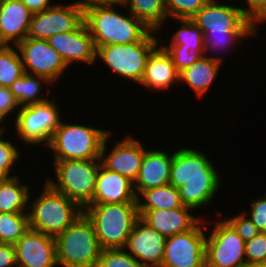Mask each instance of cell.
<instances>
[{
    "mask_svg": "<svg viewBox=\"0 0 266 267\" xmlns=\"http://www.w3.org/2000/svg\"><path fill=\"white\" fill-rule=\"evenodd\" d=\"M11 176L4 170L0 168V184L7 182Z\"/></svg>",
    "mask_w": 266,
    "mask_h": 267,
    "instance_id": "44",
    "label": "cell"
},
{
    "mask_svg": "<svg viewBox=\"0 0 266 267\" xmlns=\"http://www.w3.org/2000/svg\"><path fill=\"white\" fill-rule=\"evenodd\" d=\"M248 202L250 211L247 213L243 210V213L255 224L259 232L266 233V191L264 196L261 195L257 199L248 200Z\"/></svg>",
    "mask_w": 266,
    "mask_h": 267,
    "instance_id": "37",
    "label": "cell"
},
{
    "mask_svg": "<svg viewBox=\"0 0 266 267\" xmlns=\"http://www.w3.org/2000/svg\"><path fill=\"white\" fill-rule=\"evenodd\" d=\"M44 184L35 200H32L33 194L29 196V228L56 238L83 213V209L46 181Z\"/></svg>",
    "mask_w": 266,
    "mask_h": 267,
    "instance_id": "3",
    "label": "cell"
},
{
    "mask_svg": "<svg viewBox=\"0 0 266 267\" xmlns=\"http://www.w3.org/2000/svg\"><path fill=\"white\" fill-rule=\"evenodd\" d=\"M16 47L22 60L24 73L44 77L54 84L59 79H63L62 76L69 68L47 40L26 37Z\"/></svg>",
    "mask_w": 266,
    "mask_h": 267,
    "instance_id": "14",
    "label": "cell"
},
{
    "mask_svg": "<svg viewBox=\"0 0 266 267\" xmlns=\"http://www.w3.org/2000/svg\"><path fill=\"white\" fill-rule=\"evenodd\" d=\"M242 267H263V266L245 265V266H242Z\"/></svg>",
    "mask_w": 266,
    "mask_h": 267,
    "instance_id": "47",
    "label": "cell"
},
{
    "mask_svg": "<svg viewBox=\"0 0 266 267\" xmlns=\"http://www.w3.org/2000/svg\"><path fill=\"white\" fill-rule=\"evenodd\" d=\"M160 46V47H159ZM179 73L168 52L158 45L147 59L145 72L139 85L154 90L167 92L179 83Z\"/></svg>",
    "mask_w": 266,
    "mask_h": 267,
    "instance_id": "23",
    "label": "cell"
},
{
    "mask_svg": "<svg viewBox=\"0 0 266 267\" xmlns=\"http://www.w3.org/2000/svg\"><path fill=\"white\" fill-rule=\"evenodd\" d=\"M118 7V8H117ZM117 8V9H116ZM121 2H94L84 4V23L93 38L95 48L111 44H132L145 40L153 31Z\"/></svg>",
    "mask_w": 266,
    "mask_h": 267,
    "instance_id": "2",
    "label": "cell"
},
{
    "mask_svg": "<svg viewBox=\"0 0 266 267\" xmlns=\"http://www.w3.org/2000/svg\"><path fill=\"white\" fill-rule=\"evenodd\" d=\"M16 250L14 245L0 243V267H16Z\"/></svg>",
    "mask_w": 266,
    "mask_h": 267,
    "instance_id": "42",
    "label": "cell"
},
{
    "mask_svg": "<svg viewBox=\"0 0 266 267\" xmlns=\"http://www.w3.org/2000/svg\"><path fill=\"white\" fill-rule=\"evenodd\" d=\"M216 216L217 218L213 220V228L210 224L212 223L211 220H205L206 231H210L206 235V267H242L247 265L245 241L222 217L223 213L219 212ZM207 225L210 226V230Z\"/></svg>",
    "mask_w": 266,
    "mask_h": 267,
    "instance_id": "10",
    "label": "cell"
},
{
    "mask_svg": "<svg viewBox=\"0 0 266 267\" xmlns=\"http://www.w3.org/2000/svg\"><path fill=\"white\" fill-rule=\"evenodd\" d=\"M19 110L20 106L10 88L0 86V119L7 124L10 121V115L13 114L15 116L11 117V121L13 118L14 122ZM7 118L8 121L6 122Z\"/></svg>",
    "mask_w": 266,
    "mask_h": 267,
    "instance_id": "39",
    "label": "cell"
},
{
    "mask_svg": "<svg viewBox=\"0 0 266 267\" xmlns=\"http://www.w3.org/2000/svg\"><path fill=\"white\" fill-rule=\"evenodd\" d=\"M30 189L19 176L0 184V212L28 213Z\"/></svg>",
    "mask_w": 266,
    "mask_h": 267,
    "instance_id": "26",
    "label": "cell"
},
{
    "mask_svg": "<svg viewBox=\"0 0 266 267\" xmlns=\"http://www.w3.org/2000/svg\"><path fill=\"white\" fill-rule=\"evenodd\" d=\"M202 219L189 231L168 237L163 267H206V225ZM206 232V233H205Z\"/></svg>",
    "mask_w": 266,
    "mask_h": 267,
    "instance_id": "11",
    "label": "cell"
},
{
    "mask_svg": "<svg viewBox=\"0 0 266 267\" xmlns=\"http://www.w3.org/2000/svg\"><path fill=\"white\" fill-rule=\"evenodd\" d=\"M121 3L149 29L160 32L168 20L165 0H122ZM162 27V28H161Z\"/></svg>",
    "mask_w": 266,
    "mask_h": 267,
    "instance_id": "25",
    "label": "cell"
},
{
    "mask_svg": "<svg viewBox=\"0 0 266 267\" xmlns=\"http://www.w3.org/2000/svg\"><path fill=\"white\" fill-rule=\"evenodd\" d=\"M170 55L176 71L180 74L185 69L195 63L201 55L198 52H193L186 49H165Z\"/></svg>",
    "mask_w": 266,
    "mask_h": 267,
    "instance_id": "40",
    "label": "cell"
},
{
    "mask_svg": "<svg viewBox=\"0 0 266 267\" xmlns=\"http://www.w3.org/2000/svg\"><path fill=\"white\" fill-rule=\"evenodd\" d=\"M4 135L7 136L8 134L6 132L0 134V168L4 169L11 177H15L18 174L13 172L15 170L13 166L18 160L20 161L21 152L17 149L18 145H14L15 143L5 138ZM12 173L13 175H11Z\"/></svg>",
    "mask_w": 266,
    "mask_h": 267,
    "instance_id": "35",
    "label": "cell"
},
{
    "mask_svg": "<svg viewBox=\"0 0 266 267\" xmlns=\"http://www.w3.org/2000/svg\"><path fill=\"white\" fill-rule=\"evenodd\" d=\"M238 233V235L246 242L256 237L259 233L257 227L242 212L235 216L224 218Z\"/></svg>",
    "mask_w": 266,
    "mask_h": 267,
    "instance_id": "38",
    "label": "cell"
},
{
    "mask_svg": "<svg viewBox=\"0 0 266 267\" xmlns=\"http://www.w3.org/2000/svg\"><path fill=\"white\" fill-rule=\"evenodd\" d=\"M32 15L20 0H0V45L16 46L23 41Z\"/></svg>",
    "mask_w": 266,
    "mask_h": 267,
    "instance_id": "20",
    "label": "cell"
},
{
    "mask_svg": "<svg viewBox=\"0 0 266 267\" xmlns=\"http://www.w3.org/2000/svg\"><path fill=\"white\" fill-rule=\"evenodd\" d=\"M57 99L20 107L14 120L15 135L28 146L47 147L62 119ZM57 104V105H56ZM62 117V118H61Z\"/></svg>",
    "mask_w": 266,
    "mask_h": 267,
    "instance_id": "9",
    "label": "cell"
},
{
    "mask_svg": "<svg viewBox=\"0 0 266 267\" xmlns=\"http://www.w3.org/2000/svg\"><path fill=\"white\" fill-rule=\"evenodd\" d=\"M169 150L148 147L144 152L138 177L134 181L137 197L144 190L169 184L173 161V152L169 153Z\"/></svg>",
    "mask_w": 266,
    "mask_h": 267,
    "instance_id": "19",
    "label": "cell"
},
{
    "mask_svg": "<svg viewBox=\"0 0 266 267\" xmlns=\"http://www.w3.org/2000/svg\"><path fill=\"white\" fill-rule=\"evenodd\" d=\"M138 211L166 210L183 207L179 190L167 184L144 190L137 197Z\"/></svg>",
    "mask_w": 266,
    "mask_h": 267,
    "instance_id": "28",
    "label": "cell"
},
{
    "mask_svg": "<svg viewBox=\"0 0 266 267\" xmlns=\"http://www.w3.org/2000/svg\"><path fill=\"white\" fill-rule=\"evenodd\" d=\"M166 237L149 227L140 218L135 222L124 249L142 267H160L164 256Z\"/></svg>",
    "mask_w": 266,
    "mask_h": 267,
    "instance_id": "16",
    "label": "cell"
},
{
    "mask_svg": "<svg viewBox=\"0 0 266 267\" xmlns=\"http://www.w3.org/2000/svg\"><path fill=\"white\" fill-rule=\"evenodd\" d=\"M84 21V4L80 0L58 2L31 17L27 38L44 39L74 31Z\"/></svg>",
    "mask_w": 266,
    "mask_h": 267,
    "instance_id": "12",
    "label": "cell"
},
{
    "mask_svg": "<svg viewBox=\"0 0 266 267\" xmlns=\"http://www.w3.org/2000/svg\"><path fill=\"white\" fill-rule=\"evenodd\" d=\"M245 7L241 6L244 15L256 26L266 22V0H242Z\"/></svg>",
    "mask_w": 266,
    "mask_h": 267,
    "instance_id": "41",
    "label": "cell"
},
{
    "mask_svg": "<svg viewBox=\"0 0 266 267\" xmlns=\"http://www.w3.org/2000/svg\"><path fill=\"white\" fill-rule=\"evenodd\" d=\"M97 267H142L124 248L101 250Z\"/></svg>",
    "mask_w": 266,
    "mask_h": 267,
    "instance_id": "34",
    "label": "cell"
},
{
    "mask_svg": "<svg viewBox=\"0 0 266 267\" xmlns=\"http://www.w3.org/2000/svg\"><path fill=\"white\" fill-rule=\"evenodd\" d=\"M83 4H89L94 2H121L122 0H80Z\"/></svg>",
    "mask_w": 266,
    "mask_h": 267,
    "instance_id": "45",
    "label": "cell"
},
{
    "mask_svg": "<svg viewBox=\"0 0 266 267\" xmlns=\"http://www.w3.org/2000/svg\"><path fill=\"white\" fill-rule=\"evenodd\" d=\"M179 28L170 36L168 44L160 43L164 49H186L205 55L204 34L191 19H174Z\"/></svg>",
    "mask_w": 266,
    "mask_h": 267,
    "instance_id": "27",
    "label": "cell"
},
{
    "mask_svg": "<svg viewBox=\"0 0 266 267\" xmlns=\"http://www.w3.org/2000/svg\"><path fill=\"white\" fill-rule=\"evenodd\" d=\"M158 32L132 44H111L96 48V59L118 77L140 84L151 52L160 45ZM158 36V37H157Z\"/></svg>",
    "mask_w": 266,
    "mask_h": 267,
    "instance_id": "8",
    "label": "cell"
},
{
    "mask_svg": "<svg viewBox=\"0 0 266 267\" xmlns=\"http://www.w3.org/2000/svg\"><path fill=\"white\" fill-rule=\"evenodd\" d=\"M222 65L220 61L211 59L206 55L201 56L189 68L180 73L179 83L187 85L191 88L190 90H193L197 98L201 99L202 97L203 99L208 91H211Z\"/></svg>",
    "mask_w": 266,
    "mask_h": 267,
    "instance_id": "24",
    "label": "cell"
},
{
    "mask_svg": "<svg viewBox=\"0 0 266 267\" xmlns=\"http://www.w3.org/2000/svg\"><path fill=\"white\" fill-rule=\"evenodd\" d=\"M6 126V127H5ZM10 130L9 128L7 129L6 123L0 119V134L7 132Z\"/></svg>",
    "mask_w": 266,
    "mask_h": 267,
    "instance_id": "46",
    "label": "cell"
},
{
    "mask_svg": "<svg viewBox=\"0 0 266 267\" xmlns=\"http://www.w3.org/2000/svg\"><path fill=\"white\" fill-rule=\"evenodd\" d=\"M55 240L58 267H97L102 249L84 213Z\"/></svg>",
    "mask_w": 266,
    "mask_h": 267,
    "instance_id": "6",
    "label": "cell"
},
{
    "mask_svg": "<svg viewBox=\"0 0 266 267\" xmlns=\"http://www.w3.org/2000/svg\"><path fill=\"white\" fill-rule=\"evenodd\" d=\"M126 135L120 138V141H116V144L109 150L107 149L108 143L113 133L110 132L106 136L101 148L100 163L104 168L117 172L134 182L138 177L144 152L147 149L139 138Z\"/></svg>",
    "mask_w": 266,
    "mask_h": 267,
    "instance_id": "15",
    "label": "cell"
},
{
    "mask_svg": "<svg viewBox=\"0 0 266 267\" xmlns=\"http://www.w3.org/2000/svg\"><path fill=\"white\" fill-rule=\"evenodd\" d=\"M191 20L203 34H226V32H258L239 5H229L220 0H210Z\"/></svg>",
    "mask_w": 266,
    "mask_h": 267,
    "instance_id": "13",
    "label": "cell"
},
{
    "mask_svg": "<svg viewBox=\"0 0 266 267\" xmlns=\"http://www.w3.org/2000/svg\"><path fill=\"white\" fill-rule=\"evenodd\" d=\"M210 0H165L168 19H191Z\"/></svg>",
    "mask_w": 266,
    "mask_h": 267,
    "instance_id": "33",
    "label": "cell"
},
{
    "mask_svg": "<svg viewBox=\"0 0 266 267\" xmlns=\"http://www.w3.org/2000/svg\"><path fill=\"white\" fill-rule=\"evenodd\" d=\"M47 41L69 67L79 62L94 66L98 62L93 38L84 21L74 31L55 34Z\"/></svg>",
    "mask_w": 266,
    "mask_h": 267,
    "instance_id": "17",
    "label": "cell"
},
{
    "mask_svg": "<svg viewBox=\"0 0 266 267\" xmlns=\"http://www.w3.org/2000/svg\"><path fill=\"white\" fill-rule=\"evenodd\" d=\"M83 213L92 222L102 250L124 248L139 219L137 203L89 204Z\"/></svg>",
    "mask_w": 266,
    "mask_h": 267,
    "instance_id": "4",
    "label": "cell"
},
{
    "mask_svg": "<svg viewBox=\"0 0 266 267\" xmlns=\"http://www.w3.org/2000/svg\"><path fill=\"white\" fill-rule=\"evenodd\" d=\"M258 32H226V34H205L204 35V46H205V55L211 59L220 61L223 63V57L220 55L219 57L215 54L220 52H228L235 47L237 44H241L242 41L250 40L251 37H258ZM249 37V38H248ZM247 38V39H246ZM241 41V42H240ZM232 47V48H230ZM215 52L214 55H210L209 53Z\"/></svg>",
    "mask_w": 266,
    "mask_h": 267,
    "instance_id": "30",
    "label": "cell"
},
{
    "mask_svg": "<svg viewBox=\"0 0 266 267\" xmlns=\"http://www.w3.org/2000/svg\"><path fill=\"white\" fill-rule=\"evenodd\" d=\"M19 267H58L56 240L32 229L14 245Z\"/></svg>",
    "mask_w": 266,
    "mask_h": 267,
    "instance_id": "18",
    "label": "cell"
},
{
    "mask_svg": "<svg viewBox=\"0 0 266 267\" xmlns=\"http://www.w3.org/2000/svg\"><path fill=\"white\" fill-rule=\"evenodd\" d=\"M245 256L247 265L266 267V233L245 242Z\"/></svg>",
    "mask_w": 266,
    "mask_h": 267,
    "instance_id": "36",
    "label": "cell"
},
{
    "mask_svg": "<svg viewBox=\"0 0 266 267\" xmlns=\"http://www.w3.org/2000/svg\"><path fill=\"white\" fill-rule=\"evenodd\" d=\"M183 206L166 210L138 211L139 218L166 238L191 230L201 219Z\"/></svg>",
    "mask_w": 266,
    "mask_h": 267,
    "instance_id": "21",
    "label": "cell"
},
{
    "mask_svg": "<svg viewBox=\"0 0 266 267\" xmlns=\"http://www.w3.org/2000/svg\"><path fill=\"white\" fill-rule=\"evenodd\" d=\"M24 74L16 46L0 45V86L9 87Z\"/></svg>",
    "mask_w": 266,
    "mask_h": 267,
    "instance_id": "31",
    "label": "cell"
},
{
    "mask_svg": "<svg viewBox=\"0 0 266 267\" xmlns=\"http://www.w3.org/2000/svg\"><path fill=\"white\" fill-rule=\"evenodd\" d=\"M28 229V213L0 212V243L15 245Z\"/></svg>",
    "mask_w": 266,
    "mask_h": 267,
    "instance_id": "32",
    "label": "cell"
},
{
    "mask_svg": "<svg viewBox=\"0 0 266 267\" xmlns=\"http://www.w3.org/2000/svg\"><path fill=\"white\" fill-rule=\"evenodd\" d=\"M137 203L134 182L99 166L95 191L90 204Z\"/></svg>",
    "mask_w": 266,
    "mask_h": 267,
    "instance_id": "22",
    "label": "cell"
},
{
    "mask_svg": "<svg viewBox=\"0 0 266 267\" xmlns=\"http://www.w3.org/2000/svg\"><path fill=\"white\" fill-rule=\"evenodd\" d=\"M20 1H22L33 14L44 11L45 9H48L56 4L53 3L52 0H20Z\"/></svg>",
    "mask_w": 266,
    "mask_h": 267,
    "instance_id": "43",
    "label": "cell"
},
{
    "mask_svg": "<svg viewBox=\"0 0 266 267\" xmlns=\"http://www.w3.org/2000/svg\"><path fill=\"white\" fill-rule=\"evenodd\" d=\"M54 177L46 182L56 191L76 202L82 209L93 199L100 159L52 160Z\"/></svg>",
    "mask_w": 266,
    "mask_h": 267,
    "instance_id": "7",
    "label": "cell"
},
{
    "mask_svg": "<svg viewBox=\"0 0 266 267\" xmlns=\"http://www.w3.org/2000/svg\"><path fill=\"white\" fill-rule=\"evenodd\" d=\"M50 87L52 83L46 78L24 73L11 86L10 90L20 107L43 103L49 100L44 97L43 85ZM43 87V88H42ZM43 92V93H42ZM43 95V96H42Z\"/></svg>",
    "mask_w": 266,
    "mask_h": 267,
    "instance_id": "29",
    "label": "cell"
},
{
    "mask_svg": "<svg viewBox=\"0 0 266 267\" xmlns=\"http://www.w3.org/2000/svg\"><path fill=\"white\" fill-rule=\"evenodd\" d=\"M111 130L61 121L46 148L53 160L100 159L102 144Z\"/></svg>",
    "mask_w": 266,
    "mask_h": 267,
    "instance_id": "5",
    "label": "cell"
},
{
    "mask_svg": "<svg viewBox=\"0 0 266 267\" xmlns=\"http://www.w3.org/2000/svg\"><path fill=\"white\" fill-rule=\"evenodd\" d=\"M199 149L179 147L174 150L169 181L179 190L183 205L193 211L209 207L222 185V175L214 162Z\"/></svg>",
    "mask_w": 266,
    "mask_h": 267,
    "instance_id": "1",
    "label": "cell"
}]
</instances>
